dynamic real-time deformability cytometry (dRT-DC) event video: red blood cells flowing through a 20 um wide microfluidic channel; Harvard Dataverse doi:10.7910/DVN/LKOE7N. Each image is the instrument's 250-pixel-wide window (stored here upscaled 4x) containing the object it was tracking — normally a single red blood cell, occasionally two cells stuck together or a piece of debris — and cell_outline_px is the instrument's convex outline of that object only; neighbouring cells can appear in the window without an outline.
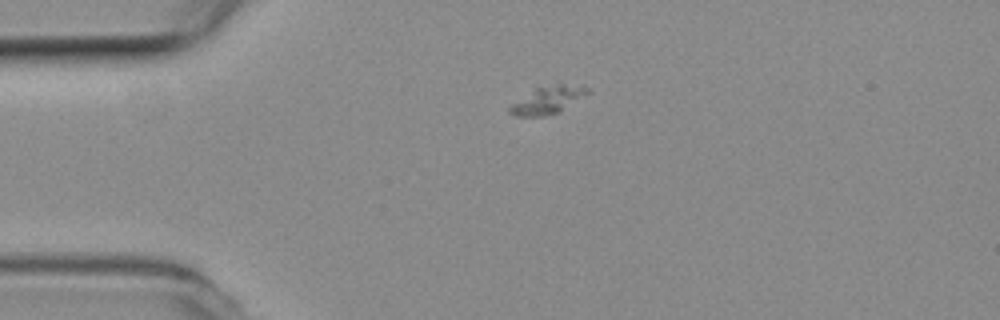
{"species": "common noctule bat (a hibernating species)", "species_latin": "Nyctalus noctula", "temperature_condition": "room temperature", "stored_images_in_passage": 43, "camera_frame_rate_fps": 3000, "um_per_image_px": 0.085, "animal": {"sex": "female", "body_mass_g": 19.3, "forearm_length_mm": 54.1}, "frame": {"image": 1, "passage_image": 1, "time_ms": 0.0, "image_size_px": [1000, 320], "cell_outline_px": [[588, 92], [556, 112], [544, 116], [516, 116], [508, 112], [508, 108], [512, 104], [536, 88], [560, 84], [584, 84], [588, 88]], "centroid_in_image_um": [46.53, 8.49], "position_along_channel_um": 38.5, "area_um2": 11.85}}
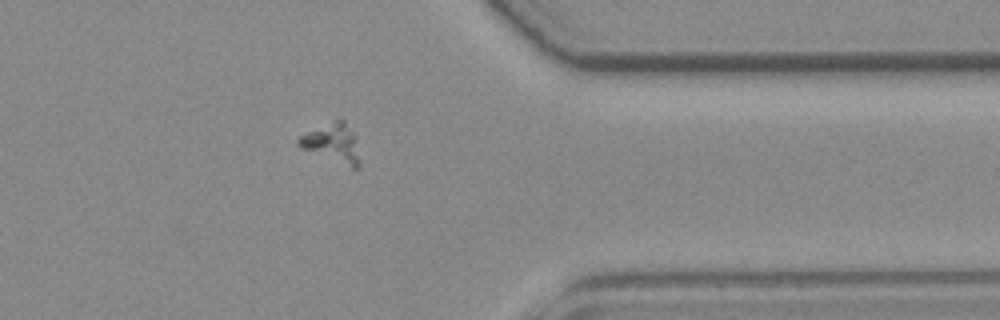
{"frame": {"image": 2, "passage_image": 32, "time_ms": 10.333, "image_size_px": [1000, 320], "cell_outline_px": [[360, 164], [356, 168], [352, 168], [300, 148], [296, 144], [296, 140], [300, 136], [340, 116], [344, 120], [356, 136], [360, 160]], "centroid_in_image_um": [28.28, 12.14], "position_along_channel_um": 383.1, "area_um2": 14.05}}